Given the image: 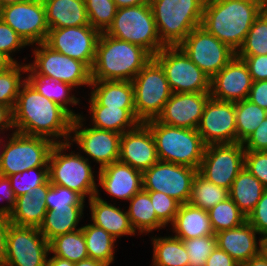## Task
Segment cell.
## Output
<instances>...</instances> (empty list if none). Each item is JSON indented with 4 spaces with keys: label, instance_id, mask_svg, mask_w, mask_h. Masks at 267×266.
Returning <instances> with one entry per match:
<instances>
[{
    "label": "cell",
    "instance_id": "cell-1",
    "mask_svg": "<svg viewBox=\"0 0 267 266\" xmlns=\"http://www.w3.org/2000/svg\"><path fill=\"white\" fill-rule=\"evenodd\" d=\"M73 117L60 105L40 94L27 80L13 108L14 131L69 142ZM61 138H64L60 141ZM58 139V140H57Z\"/></svg>",
    "mask_w": 267,
    "mask_h": 266
},
{
    "label": "cell",
    "instance_id": "cell-2",
    "mask_svg": "<svg viewBox=\"0 0 267 266\" xmlns=\"http://www.w3.org/2000/svg\"><path fill=\"white\" fill-rule=\"evenodd\" d=\"M261 13V0H206L201 27L237 52Z\"/></svg>",
    "mask_w": 267,
    "mask_h": 266
},
{
    "label": "cell",
    "instance_id": "cell-3",
    "mask_svg": "<svg viewBox=\"0 0 267 266\" xmlns=\"http://www.w3.org/2000/svg\"><path fill=\"white\" fill-rule=\"evenodd\" d=\"M151 58L140 46L100 33L92 81H132Z\"/></svg>",
    "mask_w": 267,
    "mask_h": 266
},
{
    "label": "cell",
    "instance_id": "cell-4",
    "mask_svg": "<svg viewBox=\"0 0 267 266\" xmlns=\"http://www.w3.org/2000/svg\"><path fill=\"white\" fill-rule=\"evenodd\" d=\"M206 0H149L161 43L179 46L201 26Z\"/></svg>",
    "mask_w": 267,
    "mask_h": 266
},
{
    "label": "cell",
    "instance_id": "cell-5",
    "mask_svg": "<svg viewBox=\"0 0 267 266\" xmlns=\"http://www.w3.org/2000/svg\"><path fill=\"white\" fill-rule=\"evenodd\" d=\"M145 124L154 136L159 161L199 169L206 145L197 129L169 126L157 119Z\"/></svg>",
    "mask_w": 267,
    "mask_h": 266
},
{
    "label": "cell",
    "instance_id": "cell-6",
    "mask_svg": "<svg viewBox=\"0 0 267 266\" xmlns=\"http://www.w3.org/2000/svg\"><path fill=\"white\" fill-rule=\"evenodd\" d=\"M71 145L70 142L55 143L52 147L48 160L49 181L77 192L84 199L89 195L90 200L98 191L93 168L88 157L73 151L66 154Z\"/></svg>",
    "mask_w": 267,
    "mask_h": 266
},
{
    "label": "cell",
    "instance_id": "cell-7",
    "mask_svg": "<svg viewBox=\"0 0 267 266\" xmlns=\"http://www.w3.org/2000/svg\"><path fill=\"white\" fill-rule=\"evenodd\" d=\"M107 35L144 48L152 57L163 47L149 1L145 4L119 8Z\"/></svg>",
    "mask_w": 267,
    "mask_h": 266
},
{
    "label": "cell",
    "instance_id": "cell-8",
    "mask_svg": "<svg viewBox=\"0 0 267 266\" xmlns=\"http://www.w3.org/2000/svg\"><path fill=\"white\" fill-rule=\"evenodd\" d=\"M132 84L137 119L141 123L157 119L173 94L161 65L152 57L137 73Z\"/></svg>",
    "mask_w": 267,
    "mask_h": 266
},
{
    "label": "cell",
    "instance_id": "cell-9",
    "mask_svg": "<svg viewBox=\"0 0 267 266\" xmlns=\"http://www.w3.org/2000/svg\"><path fill=\"white\" fill-rule=\"evenodd\" d=\"M4 144L0 175L10 176L36 167H48L49 155L54 142L41 136L13 131Z\"/></svg>",
    "mask_w": 267,
    "mask_h": 266
},
{
    "label": "cell",
    "instance_id": "cell-10",
    "mask_svg": "<svg viewBox=\"0 0 267 266\" xmlns=\"http://www.w3.org/2000/svg\"><path fill=\"white\" fill-rule=\"evenodd\" d=\"M153 58L163 68L173 93H210V78L179 46H165Z\"/></svg>",
    "mask_w": 267,
    "mask_h": 266
},
{
    "label": "cell",
    "instance_id": "cell-11",
    "mask_svg": "<svg viewBox=\"0 0 267 266\" xmlns=\"http://www.w3.org/2000/svg\"><path fill=\"white\" fill-rule=\"evenodd\" d=\"M35 45L39 46L32 52L35 60L27 64L35 75H44L56 81L65 82L74 88L90 86L91 69L85 63L53 50L45 42Z\"/></svg>",
    "mask_w": 267,
    "mask_h": 266
},
{
    "label": "cell",
    "instance_id": "cell-12",
    "mask_svg": "<svg viewBox=\"0 0 267 266\" xmlns=\"http://www.w3.org/2000/svg\"><path fill=\"white\" fill-rule=\"evenodd\" d=\"M179 47L210 79L236 55L227 44L201 26L194 28Z\"/></svg>",
    "mask_w": 267,
    "mask_h": 266
},
{
    "label": "cell",
    "instance_id": "cell-13",
    "mask_svg": "<svg viewBox=\"0 0 267 266\" xmlns=\"http://www.w3.org/2000/svg\"><path fill=\"white\" fill-rule=\"evenodd\" d=\"M244 165L243 143L211 144L205 147L198 173L206 180L229 190Z\"/></svg>",
    "mask_w": 267,
    "mask_h": 266
},
{
    "label": "cell",
    "instance_id": "cell-14",
    "mask_svg": "<svg viewBox=\"0 0 267 266\" xmlns=\"http://www.w3.org/2000/svg\"><path fill=\"white\" fill-rule=\"evenodd\" d=\"M198 169L158 161L142 172L143 190L162 192L181 204L188 203Z\"/></svg>",
    "mask_w": 267,
    "mask_h": 266
},
{
    "label": "cell",
    "instance_id": "cell-15",
    "mask_svg": "<svg viewBox=\"0 0 267 266\" xmlns=\"http://www.w3.org/2000/svg\"><path fill=\"white\" fill-rule=\"evenodd\" d=\"M49 253L39 228L10 224L3 266H46Z\"/></svg>",
    "mask_w": 267,
    "mask_h": 266
},
{
    "label": "cell",
    "instance_id": "cell-16",
    "mask_svg": "<svg viewBox=\"0 0 267 266\" xmlns=\"http://www.w3.org/2000/svg\"><path fill=\"white\" fill-rule=\"evenodd\" d=\"M0 18L29 46L47 39L49 26L43 0H24L4 6Z\"/></svg>",
    "mask_w": 267,
    "mask_h": 266
},
{
    "label": "cell",
    "instance_id": "cell-17",
    "mask_svg": "<svg viewBox=\"0 0 267 266\" xmlns=\"http://www.w3.org/2000/svg\"><path fill=\"white\" fill-rule=\"evenodd\" d=\"M85 118L78 116L73 119L69 142H75L88 157L100 164L99 170L119 161L120 157V133L101 130L94 127H83ZM73 138V139H71Z\"/></svg>",
    "mask_w": 267,
    "mask_h": 266
},
{
    "label": "cell",
    "instance_id": "cell-18",
    "mask_svg": "<svg viewBox=\"0 0 267 266\" xmlns=\"http://www.w3.org/2000/svg\"><path fill=\"white\" fill-rule=\"evenodd\" d=\"M100 32L91 25L49 29L45 43L53 50L92 69Z\"/></svg>",
    "mask_w": 267,
    "mask_h": 266
},
{
    "label": "cell",
    "instance_id": "cell-19",
    "mask_svg": "<svg viewBox=\"0 0 267 266\" xmlns=\"http://www.w3.org/2000/svg\"><path fill=\"white\" fill-rule=\"evenodd\" d=\"M197 131L206 146L237 143L235 103L210 97Z\"/></svg>",
    "mask_w": 267,
    "mask_h": 266
},
{
    "label": "cell",
    "instance_id": "cell-20",
    "mask_svg": "<svg viewBox=\"0 0 267 266\" xmlns=\"http://www.w3.org/2000/svg\"><path fill=\"white\" fill-rule=\"evenodd\" d=\"M253 80L247 64L236 55L210 80V96L217 100L239 102L248 99Z\"/></svg>",
    "mask_w": 267,
    "mask_h": 266
},
{
    "label": "cell",
    "instance_id": "cell-21",
    "mask_svg": "<svg viewBox=\"0 0 267 266\" xmlns=\"http://www.w3.org/2000/svg\"><path fill=\"white\" fill-rule=\"evenodd\" d=\"M119 161L141 172L159 161L154 136L145 123L121 135Z\"/></svg>",
    "mask_w": 267,
    "mask_h": 266
},
{
    "label": "cell",
    "instance_id": "cell-22",
    "mask_svg": "<svg viewBox=\"0 0 267 266\" xmlns=\"http://www.w3.org/2000/svg\"><path fill=\"white\" fill-rule=\"evenodd\" d=\"M210 93H173L157 120L169 126L197 129Z\"/></svg>",
    "mask_w": 267,
    "mask_h": 266
},
{
    "label": "cell",
    "instance_id": "cell-23",
    "mask_svg": "<svg viewBox=\"0 0 267 266\" xmlns=\"http://www.w3.org/2000/svg\"><path fill=\"white\" fill-rule=\"evenodd\" d=\"M99 186L113 198L130 200L143 189L142 172L116 161L98 172Z\"/></svg>",
    "mask_w": 267,
    "mask_h": 266
},
{
    "label": "cell",
    "instance_id": "cell-24",
    "mask_svg": "<svg viewBox=\"0 0 267 266\" xmlns=\"http://www.w3.org/2000/svg\"><path fill=\"white\" fill-rule=\"evenodd\" d=\"M256 234L259 233L246 221L236 228L216 233V245L242 265L260 254L261 238L258 242Z\"/></svg>",
    "mask_w": 267,
    "mask_h": 266
},
{
    "label": "cell",
    "instance_id": "cell-25",
    "mask_svg": "<svg viewBox=\"0 0 267 266\" xmlns=\"http://www.w3.org/2000/svg\"><path fill=\"white\" fill-rule=\"evenodd\" d=\"M51 186L49 179L29 194L16 198L15 207L9 215L11 224L39 228L47 212L46 197Z\"/></svg>",
    "mask_w": 267,
    "mask_h": 266
},
{
    "label": "cell",
    "instance_id": "cell-26",
    "mask_svg": "<svg viewBox=\"0 0 267 266\" xmlns=\"http://www.w3.org/2000/svg\"><path fill=\"white\" fill-rule=\"evenodd\" d=\"M100 190L89 201V208L91 209L92 224L103 228L106 232L117 238L125 235H135L130 219L126 211H122L119 207L109 204L99 197Z\"/></svg>",
    "mask_w": 267,
    "mask_h": 266
},
{
    "label": "cell",
    "instance_id": "cell-27",
    "mask_svg": "<svg viewBox=\"0 0 267 266\" xmlns=\"http://www.w3.org/2000/svg\"><path fill=\"white\" fill-rule=\"evenodd\" d=\"M90 88V106L135 108L132 81H92Z\"/></svg>",
    "mask_w": 267,
    "mask_h": 266
},
{
    "label": "cell",
    "instance_id": "cell-28",
    "mask_svg": "<svg viewBox=\"0 0 267 266\" xmlns=\"http://www.w3.org/2000/svg\"><path fill=\"white\" fill-rule=\"evenodd\" d=\"M173 226L174 237L181 240L215 235L206 210L192 206L189 203L181 204L176 213Z\"/></svg>",
    "mask_w": 267,
    "mask_h": 266
},
{
    "label": "cell",
    "instance_id": "cell-29",
    "mask_svg": "<svg viewBox=\"0 0 267 266\" xmlns=\"http://www.w3.org/2000/svg\"><path fill=\"white\" fill-rule=\"evenodd\" d=\"M49 29L90 25L84 0H43Z\"/></svg>",
    "mask_w": 267,
    "mask_h": 266
},
{
    "label": "cell",
    "instance_id": "cell-30",
    "mask_svg": "<svg viewBox=\"0 0 267 266\" xmlns=\"http://www.w3.org/2000/svg\"><path fill=\"white\" fill-rule=\"evenodd\" d=\"M89 110L92 115V127L97 129L123 134L136 128L141 123L136 117L135 108L90 106Z\"/></svg>",
    "mask_w": 267,
    "mask_h": 266
},
{
    "label": "cell",
    "instance_id": "cell-31",
    "mask_svg": "<svg viewBox=\"0 0 267 266\" xmlns=\"http://www.w3.org/2000/svg\"><path fill=\"white\" fill-rule=\"evenodd\" d=\"M265 190L266 187L244 167L234 179L228 192L229 197L247 218Z\"/></svg>",
    "mask_w": 267,
    "mask_h": 266
},
{
    "label": "cell",
    "instance_id": "cell-32",
    "mask_svg": "<svg viewBox=\"0 0 267 266\" xmlns=\"http://www.w3.org/2000/svg\"><path fill=\"white\" fill-rule=\"evenodd\" d=\"M84 205H67V207L47 210L44 221L39 227L40 232L49 242L58 235L81 229L78 223L81 220Z\"/></svg>",
    "mask_w": 267,
    "mask_h": 266
},
{
    "label": "cell",
    "instance_id": "cell-33",
    "mask_svg": "<svg viewBox=\"0 0 267 266\" xmlns=\"http://www.w3.org/2000/svg\"><path fill=\"white\" fill-rule=\"evenodd\" d=\"M30 74H29V73ZM28 76L26 80L43 96L56 104L64 108L73 118L81 116V114H76L68 105L75 106L79 104L80 99L76 98L74 95L70 96V91L74 88L72 85L56 81L50 77L44 75H35L29 68L27 69Z\"/></svg>",
    "mask_w": 267,
    "mask_h": 266
},
{
    "label": "cell",
    "instance_id": "cell-34",
    "mask_svg": "<svg viewBox=\"0 0 267 266\" xmlns=\"http://www.w3.org/2000/svg\"><path fill=\"white\" fill-rule=\"evenodd\" d=\"M127 211L133 229L138 233H149L153 230L166 227L156 215L150 195L147 191L141 190L131 197Z\"/></svg>",
    "mask_w": 267,
    "mask_h": 266
},
{
    "label": "cell",
    "instance_id": "cell-35",
    "mask_svg": "<svg viewBox=\"0 0 267 266\" xmlns=\"http://www.w3.org/2000/svg\"><path fill=\"white\" fill-rule=\"evenodd\" d=\"M153 266H188L189 256L183 241L174 236L152 237Z\"/></svg>",
    "mask_w": 267,
    "mask_h": 266
},
{
    "label": "cell",
    "instance_id": "cell-36",
    "mask_svg": "<svg viewBox=\"0 0 267 266\" xmlns=\"http://www.w3.org/2000/svg\"><path fill=\"white\" fill-rule=\"evenodd\" d=\"M90 259L99 260L109 266L114 261L116 239L103 228L94 224L82 226Z\"/></svg>",
    "mask_w": 267,
    "mask_h": 266
},
{
    "label": "cell",
    "instance_id": "cell-37",
    "mask_svg": "<svg viewBox=\"0 0 267 266\" xmlns=\"http://www.w3.org/2000/svg\"><path fill=\"white\" fill-rule=\"evenodd\" d=\"M49 252L53 253L54 256L74 263L88 259L89 255L82 228L51 239L49 241Z\"/></svg>",
    "mask_w": 267,
    "mask_h": 266
},
{
    "label": "cell",
    "instance_id": "cell-38",
    "mask_svg": "<svg viewBox=\"0 0 267 266\" xmlns=\"http://www.w3.org/2000/svg\"><path fill=\"white\" fill-rule=\"evenodd\" d=\"M228 197V189L206 180L197 173L192 182L191 196L188 203L208 211Z\"/></svg>",
    "mask_w": 267,
    "mask_h": 266
},
{
    "label": "cell",
    "instance_id": "cell-39",
    "mask_svg": "<svg viewBox=\"0 0 267 266\" xmlns=\"http://www.w3.org/2000/svg\"><path fill=\"white\" fill-rule=\"evenodd\" d=\"M237 142L243 143L267 117V110L248 99L235 103Z\"/></svg>",
    "mask_w": 267,
    "mask_h": 266
},
{
    "label": "cell",
    "instance_id": "cell-40",
    "mask_svg": "<svg viewBox=\"0 0 267 266\" xmlns=\"http://www.w3.org/2000/svg\"><path fill=\"white\" fill-rule=\"evenodd\" d=\"M211 227L214 233L236 228L247 221L233 200L228 197L208 210Z\"/></svg>",
    "mask_w": 267,
    "mask_h": 266
},
{
    "label": "cell",
    "instance_id": "cell-41",
    "mask_svg": "<svg viewBox=\"0 0 267 266\" xmlns=\"http://www.w3.org/2000/svg\"><path fill=\"white\" fill-rule=\"evenodd\" d=\"M27 69V64L15 63L7 71L0 73V105L14 108L20 88L26 80L24 78L21 81V77Z\"/></svg>",
    "mask_w": 267,
    "mask_h": 266
},
{
    "label": "cell",
    "instance_id": "cell-42",
    "mask_svg": "<svg viewBox=\"0 0 267 266\" xmlns=\"http://www.w3.org/2000/svg\"><path fill=\"white\" fill-rule=\"evenodd\" d=\"M90 25L100 33L106 32L117 13L113 0H84Z\"/></svg>",
    "mask_w": 267,
    "mask_h": 266
},
{
    "label": "cell",
    "instance_id": "cell-43",
    "mask_svg": "<svg viewBox=\"0 0 267 266\" xmlns=\"http://www.w3.org/2000/svg\"><path fill=\"white\" fill-rule=\"evenodd\" d=\"M236 55H267V19L260 14Z\"/></svg>",
    "mask_w": 267,
    "mask_h": 266
},
{
    "label": "cell",
    "instance_id": "cell-44",
    "mask_svg": "<svg viewBox=\"0 0 267 266\" xmlns=\"http://www.w3.org/2000/svg\"><path fill=\"white\" fill-rule=\"evenodd\" d=\"M16 197L29 194L48 179V167H36L8 176Z\"/></svg>",
    "mask_w": 267,
    "mask_h": 266
},
{
    "label": "cell",
    "instance_id": "cell-45",
    "mask_svg": "<svg viewBox=\"0 0 267 266\" xmlns=\"http://www.w3.org/2000/svg\"><path fill=\"white\" fill-rule=\"evenodd\" d=\"M189 256L188 266H205L216 245V236H203L182 240Z\"/></svg>",
    "mask_w": 267,
    "mask_h": 266
},
{
    "label": "cell",
    "instance_id": "cell-46",
    "mask_svg": "<svg viewBox=\"0 0 267 266\" xmlns=\"http://www.w3.org/2000/svg\"><path fill=\"white\" fill-rule=\"evenodd\" d=\"M150 195V199L153 208L156 212L157 218L166 226L174 222L176 213L181 205L173 197L167 196L162 192L147 191Z\"/></svg>",
    "mask_w": 267,
    "mask_h": 266
},
{
    "label": "cell",
    "instance_id": "cell-47",
    "mask_svg": "<svg viewBox=\"0 0 267 266\" xmlns=\"http://www.w3.org/2000/svg\"><path fill=\"white\" fill-rule=\"evenodd\" d=\"M85 199L67 187L51 184L46 197L47 210L67 207V205H84Z\"/></svg>",
    "mask_w": 267,
    "mask_h": 266
},
{
    "label": "cell",
    "instance_id": "cell-48",
    "mask_svg": "<svg viewBox=\"0 0 267 266\" xmlns=\"http://www.w3.org/2000/svg\"><path fill=\"white\" fill-rule=\"evenodd\" d=\"M29 46L12 27L0 18V52L8 56L14 63L17 62L11 54L21 48Z\"/></svg>",
    "mask_w": 267,
    "mask_h": 266
},
{
    "label": "cell",
    "instance_id": "cell-49",
    "mask_svg": "<svg viewBox=\"0 0 267 266\" xmlns=\"http://www.w3.org/2000/svg\"><path fill=\"white\" fill-rule=\"evenodd\" d=\"M244 167L267 188V151H245Z\"/></svg>",
    "mask_w": 267,
    "mask_h": 266
},
{
    "label": "cell",
    "instance_id": "cell-50",
    "mask_svg": "<svg viewBox=\"0 0 267 266\" xmlns=\"http://www.w3.org/2000/svg\"><path fill=\"white\" fill-rule=\"evenodd\" d=\"M247 222L254 227L261 238L267 237V188L253 211L248 215Z\"/></svg>",
    "mask_w": 267,
    "mask_h": 266
},
{
    "label": "cell",
    "instance_id": "cell-51",
    "mask_svg": "<svg viewBox=\"0 0 267 266\" xmlns=\"http://www.w3.org/2000/svg\"><path fill=\"white\" fill-rule=\"evenodd\" d=\"M247 64L253 81L267 80V55H236Z\"/></svg>",
    "mask_w": 267,
    "mask_h": 266
},
{
    "label": "cell",
    "instance_id": "cell-52",
    "mask_svg": "<svg viewBox=\"0 0 267 266\" xmlns=\"http://www.w3.org/2000/svg\"><path fill=\"white\" fill-rule=\"evenodd\" d=\"M245 151H267V117L243 142Z\"/></svg>",
    "mask_w": 267,
    "mask_h": 266
},
{
    "label": "cell",
    "instance_id": "cell-53",
    "mask_svg": "<svg viewBox=\"0 0 267 266\" xmlns=\"http://www.w3.org/2000/svg\"><path fill=\"white\" fill-rule=\"evenodd\" d=\"M16 195L7 176L0 175V200H6L8 204L0 207V215L9 217L15 207Z\"/></svg>",
    "mask_w": 267,
    "mask_h": 266
},
{
    "label": "cell",
    "instance_id": "cell-54",
    "mask_svg": "<svg viewBox=\"0 0 267 266\" xmlns=\"http://www.w3.org/2000/svg\"><path fill=\"white\" fill-rule=\"evenodd\" d=\"M248 100L267 110V80L253 81Z\"/></svg>",
    "mask_w": 267,
    "mask_h": 266
},
{
    "label": "cell",
    "instance_id": "cell-55",
    "mask_svg": "<svg viewBox=\"0 0 267 266\" xmlns=\"http://www.w3.org/2000/svg\"><path fill=\"white\" fill-rule=\"evenodd\" d=\"M205 266H241L225 251L219 249L217 246L209 255Z\"/></svg>",
    "mask_w": 267,
    "mask_h": 266
},
{
    "label": "cell",
    "instance_id": "cell-56",
    "mask_svg": "<svg viewBox=\"0 0 267 266\" xmlns=\"http://www.w3.org/2000/svg\"><path fill=\"white\" fill-rule=\"evenodd\" d=\"M10 221L7 216L0 215V263L3 264L6 254L7 235Z\"/></svg>",
    "mask_w": 267,
    "mask_h": 266
},
{
    "label": "cell",
    "instance_id": "cell-57",
    "mask_svg": "<svg viewBox=\"0 0 267 266\" xmlns=\"http://www.w3.org/2000/svg\"><path fill=\"white\" fill-rule=\"evenodd\" d=\"M13 130L14 120H13V109L8 106L0 105V132L5 129Z\"/></svg>",
    "mask_w": 267,
    "mask_h": 266
},
{
    "label": "cell",
    "instance_id": "cell-58",
    "mask_svg": "<svg viewBox=\"0 0 267 266\" xmlns=\"http://www.w3.org/2000/svg\"><path fill=\"white\" fill-rule=\"evenodd\" d=\"M149 0H113L117 8L134 7L147 3Z\"/></svg>",
    "mask_w": 267,
    "mask_h": 266
},
{
    "label": "cell",
    "instance_id": "cell-59",
    "mask_svg": "<svg viewBox=\"0 0 267 266\" xmlns=\"http://www.w3.org/2000/svg\"><path fill=\"white\" fill-rule=\"evenodd\" d=\"M74 264V262L53 255L47 259L46 266H74Z\"/></svg>",
    "mask_w": 267,
    "mask_h": 266
},
{
    "label": "cell",
    "instance_id": "cell-60",
    "mask_svg": "<svg viewBox=\"0 0 267 266\" xmlns=\"http://www.w3.org/2000/svg\"><path fill=\"white\" fill-rule=\"evenodd\" d=\"M14 64L8 56L0 52V73L7 71Z\"/></svg>",
    "mask_w": 267,
    "mask_h": 266
},
{
    "label": "cell",
    "instance_id": "cell-61",
    "mask_svg": "<svg viewBox=\"0 0 267 266\" xmlns=\"http://www.w3.org/2000/svg\"><path fill=\"white\" fill-rule=\"evenodd\" d=\"M241 266H267V262L262 255L259 254L255 257H252L249 261H246Z\"/></svg>",
    "mask_w": 267,
    "mask_h": 266
},
{
    "label": "cell",
    "instance_id": "cell-62",
    "mask_svg": "<svg viewBox=\"0 0 267 266\" xmlns=\"http://www.w3.org/2000/svg\"><path fill=\"white\" fill-rule=\"evenodd\" d=\"M74 266H107L106 264H104L103 262L99 261V260H94V259H85L82 260L80 262H76L74 264Z\"/></svg>",
    "mask_w": 267,
    "mask_h": 266
},
{
    "label": "cell",
    "instance_id": "cell-63",
    "mask_svg": "<svg viewBox=\"0 0 267 266\" xmlns=\"http://www.w3.org/2000/svg\"><path fill=\"white\" fill-rule=\"evenodd\" d=\"M260 254L262 257L266 260L267 262V237H262L261 238V243H260Z\"/></svg>",
    "mask_w": 267,
    "mask_h": 266
},
{
    "label": "cell",
    "instance_id": "cell-64",
    "mask_svg": "<svg viewBox=\"0 0 267 266\" xmlns=\"http://www.w3.org/2000/svg\"><path fill=\"white\" fill-rule=\"evenodd\" d=\"M267 19V0H261V13Z\"/></svg>",
    "mask_w": 267,
    "mask_h": 266
},
{
    "label": "cell",
    "instance_id": "cell-65",
    "mask_svg": "<svg viewBox=\"0 0 267 266\" xmlns=\"http://www.w3.org/2000/svg\"><path fill=\"white\" fill-rule=\"evenodd\" d=\"M21 1H24V0H0V3H1V6L4 7V6L15 4Z\"/></svg>",
    "mask_w": 267,
    "mask_h": 266
},
{
    "label": "cell",
    "instance_id": "cell-66",
    "mask_svg": "<svg viewBox=\"0 0 267 266\" xmlns=\"http://www.w3.org/2000/svg\"><path fill=\"white\" fill-rule=\"evenodd\" d=\"M0 143H3V142L0 140ZM2 157H3V150H0V165L2 162Z\"/></svg>",
    "mask_w": 267,
    "mask_h": 266
},
{
    "label": "cell",
    "instance_id": "cell-67",
    "mask_svg": "<svg viewBox=\"0 0 267 266\" xmlns=\"http://www.w3.org/2000/svg\"><path fill=\"white\" fill-rule=\"evenodd\" d=\"M1 10H2V6H1V3H0V15H1Z\"/></svg>",
    "mask_w": 267,
    "mask_h": 266
}]
</instances>
